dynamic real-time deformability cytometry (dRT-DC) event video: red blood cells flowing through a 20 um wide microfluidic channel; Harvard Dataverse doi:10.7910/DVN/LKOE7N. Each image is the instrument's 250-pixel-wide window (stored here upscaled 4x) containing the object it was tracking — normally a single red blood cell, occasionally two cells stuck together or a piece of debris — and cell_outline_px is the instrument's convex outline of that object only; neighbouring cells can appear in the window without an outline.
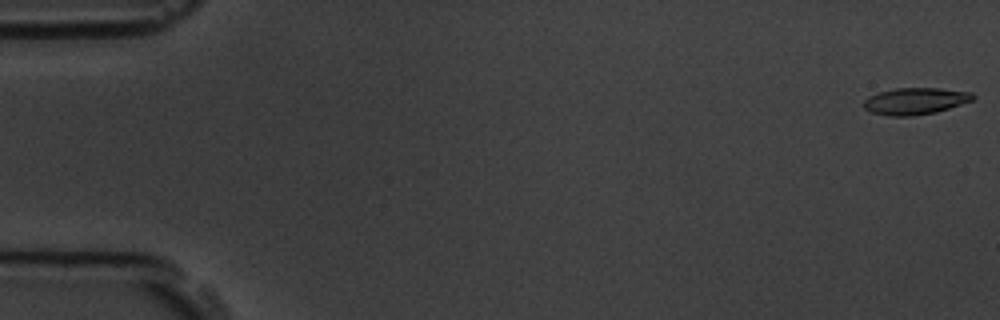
{"species": "common noctule bat (a hibernating species)", "species_latin": "Nyctalus noctula", "temperature_condition": "room temperature", "stored_images_in_passage": 5, "camera_frame_rate_fps": 3000, "um_per_image_px": 0.085, "animal": {"sex": "male", "body_mass_g": 19.5, "forearm_length_mm": 54.6}, "frame": {"image": 1, "passage_image": 1, "time_ms": 0.0, "image_size_px": [1000, 320], "cell_outline_px": [[976, 96], [972, 100], [936, 112], [912, 116], [888, 116], [872, 112], [864, 108], [864, 100], [868, 96], [880, 92], [896, 88], [940, 88], [972, 92]], "centroid_in_image_um": [77.79, 8.59], "position_along_channel_um": 7.2, "area_um2": 16.94}}
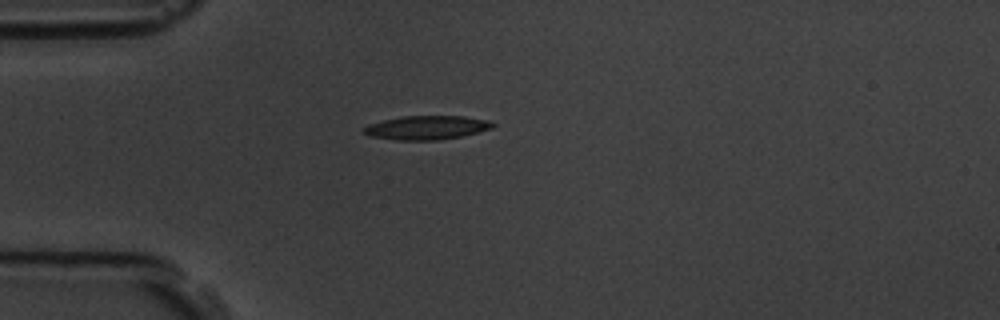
{"frame": {"image": 2, "passage_image": 5, "time_ms": 4.667, "image_size_px": [1000, 320], "cell_outline_px": [[496, 124], [492, 128], [460, 136], [440, 140], [396, 140], [372, 136], [364, 132], [364, 128], [368, 124], [400, 116], [464, 116], [488, 120]], "centroid_in_image_um": [36.28, 10.84], "position_along_channel_um": 48.7, "area_um2": 17.74}}